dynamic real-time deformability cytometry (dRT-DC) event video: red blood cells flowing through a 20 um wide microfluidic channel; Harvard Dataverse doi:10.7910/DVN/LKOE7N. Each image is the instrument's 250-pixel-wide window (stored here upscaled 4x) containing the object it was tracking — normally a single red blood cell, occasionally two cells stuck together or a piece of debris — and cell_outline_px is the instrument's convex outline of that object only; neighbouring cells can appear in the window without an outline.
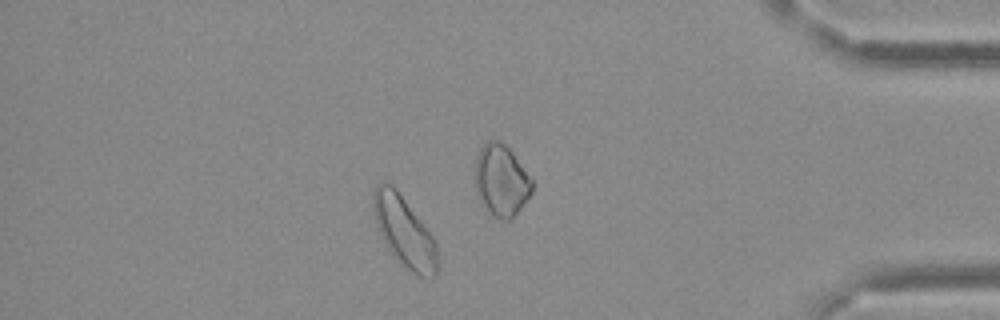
{"species": "Egyptian fruit bat (a non-hibernating species)", "species_latin": "Rousettus aegyptiacus", "temperature_condition": "cold", "stored_images_in_passage": 35, "camera_frame_rate_fps": 3000, "um_per_image_px": 0.085, "frame": {"image": 1, "passage_image": 30, "time_ms": 9.667, "image_size_px": [1000, 320], "cell_outline_px": [[436, 276], [432, 280], [428, 280], [404, 268], [396, 260], [388, 248], [376, 224], [372, 208], [372, 196], [376, 184], [392, 184], [396, 188], [436, 240]], "centroid_in_image_um": [34.36, 19.72], "position_along_channel_um": 400.8, "area_um2": 26.3}}